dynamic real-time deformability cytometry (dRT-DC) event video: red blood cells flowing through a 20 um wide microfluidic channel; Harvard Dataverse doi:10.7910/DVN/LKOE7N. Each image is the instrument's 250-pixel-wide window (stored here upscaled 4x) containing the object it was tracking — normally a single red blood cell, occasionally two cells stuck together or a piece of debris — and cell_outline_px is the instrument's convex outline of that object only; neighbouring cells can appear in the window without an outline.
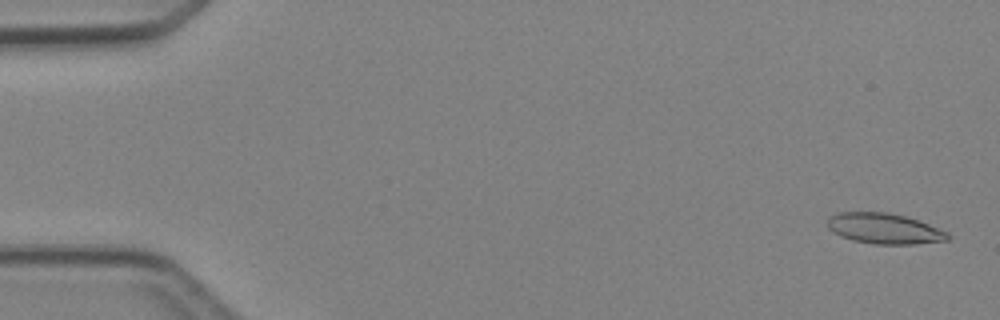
{"species": "Egyptian fruit bat (a non-hibernating species)", "species_latin": "Rousettus aegyptiacus", "temperature_condition": "cold", "stored_images_in_passage": 6, "camera_frame_rate_fps": 3000, "um_per_image_px": 0.085, "animal": {"sex": "female"}, "frame": {"image": 1, "passage_image": 1, "time_ms": 0.0, "image_size_px": [1000, 320], "cell_outline_px": [[952, 236], [948, 240], [916, 244], [876, 244], [852, 240], [840, 236], [828, 228], [828, 220], [832, 216], [840, 212], [884, 212], [904, 216], [928, 224], [948, 232]], "centroid_in_image_um": [75.19, 19.44], "position_along_channel_um": 9.8, "area_um2": 21.21}}
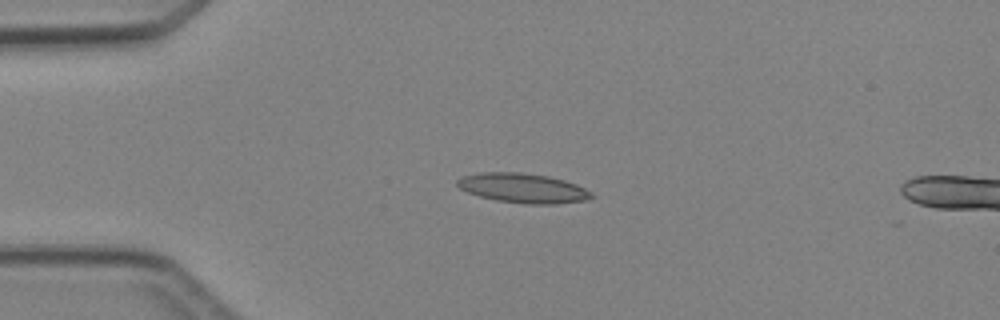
{"frame": {"image": 2, "passage_image": 4, "time_ms": 3.333, "image_size_px": [1000, 320], "cell_outline_px": [[592, 196], [584, 200], [556, 204], [524, 204], [496, 200], [480, 196], [468, 192], [460, 188], [456, 184], [456, 180], [464, 176], [480, 172], [520, 172], [548, 176], [564, 180], [576, 184], [592, 192]], "centroid_in_image_um": [44.43, 15.98], "position_along_channel_um": 40.6, "area_um2": 23.0}}
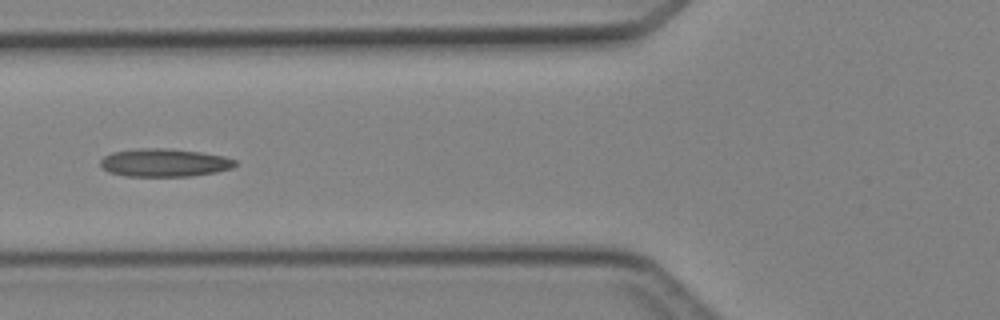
{"frame": {"image": 3, "passage_image": 6, "time_ms": 5.667, "image_size_px": [1000, 320], "cell_outline_px": [[236, 164], [232, 168], [216, 172], [188, 176], [128, 176], [108, 172], [100, 164], [100, 160], [104, 156], [112, 152], [140, 148], [168, 148], [200, 152], [224, 156], [236, 160]], "centroid_in_image_um": [13.97, 13.82], "position_along_channel_um": 111.8, "area_um2": 21.96}}